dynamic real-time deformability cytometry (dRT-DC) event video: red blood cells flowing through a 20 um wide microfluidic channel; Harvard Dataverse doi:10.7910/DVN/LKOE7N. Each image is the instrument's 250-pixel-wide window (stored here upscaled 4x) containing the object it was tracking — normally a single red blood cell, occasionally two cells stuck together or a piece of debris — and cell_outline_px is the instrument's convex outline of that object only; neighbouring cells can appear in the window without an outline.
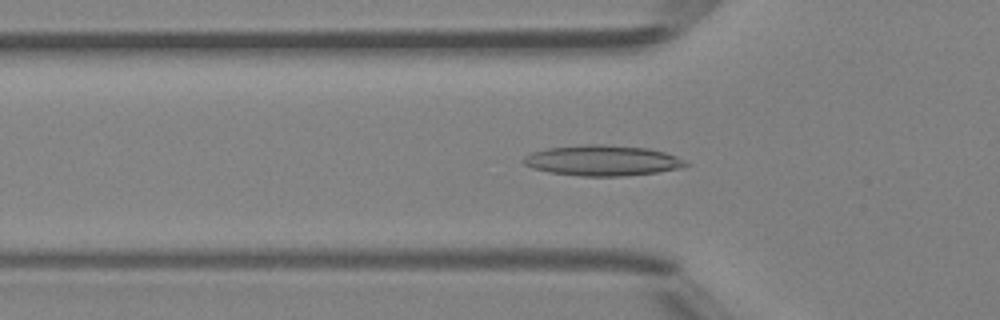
{"species": "Egyptian fruit bat (a non-hibernating species)", "species_latin": "Rousettus aegyptiacus", "temperature_condition": "room temperature", "stored_images_in_passage": 47, "camera_frame_rate_fps": 3000, "um_per_image_px": 0.085, "animal": {"sex": "female"}, "frame": {"image": 1, "passage_image": 15, "time_ms": 4.667, "image_size_px": [1000, 320], "cell_outline_px": [[692, 164], [680, 168], [656, 172], [624, 176], [580, 176], [548, 172], [532, 168], [524, 164], [520, 160], [524, 156], [532, 152], [548, 148], [580, 144], [604, 144], [648, 148], [664, 152], [688, 160]], "centroid_in_image_um": [51.21, 13.64], "position_along_channel_um": 74.6, "area_um2": 29.19}}
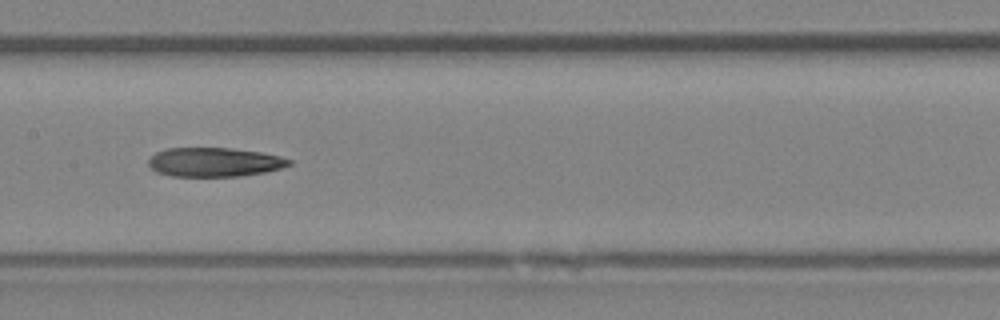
{"frame": {"image": 2, "passage_image": 23, "time_ms": 7.333, "image_size_px": [1000, 320], "cell_outline_px": [[292, 164], [280, 168], [264, 172], [240, 176], [172, 176], [156, 172], [148, 164], [148, 160], [156, 152], [168, 148], [232, 148], [260, 152], [280, 156], [292, 160]], "centroid_in_image_um": [18.22, 13.78], "position_along_channel_um": 189.2, "area_um2": 23.76}}
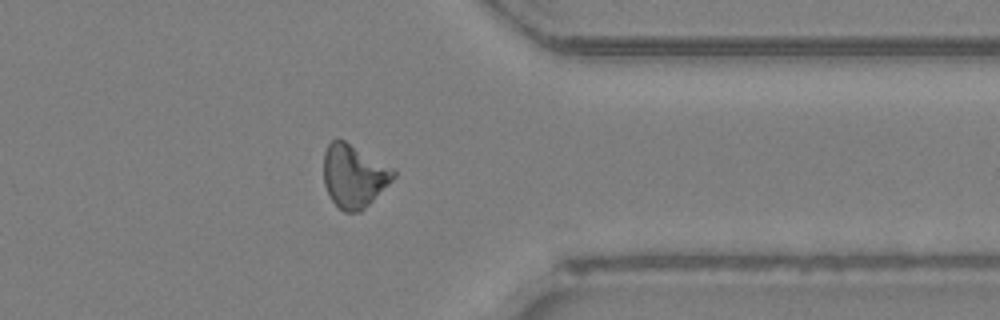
{"frame": {"image": 3, "passage_image": 37, "time_ms": 12.0, "image_size_px": [1000, 320], "cell_outline_px": [[396, 176], [360, 212], [344, 212], [328, 196], [324, 184], [324, 152], [328, 144], [332, 140], [344, 140], [392, 168], [396, 172]], "centroid_in_image_um": [30.05, 14.96], "position_along_channel_um": 381.4, "area_um2": 25.2}}